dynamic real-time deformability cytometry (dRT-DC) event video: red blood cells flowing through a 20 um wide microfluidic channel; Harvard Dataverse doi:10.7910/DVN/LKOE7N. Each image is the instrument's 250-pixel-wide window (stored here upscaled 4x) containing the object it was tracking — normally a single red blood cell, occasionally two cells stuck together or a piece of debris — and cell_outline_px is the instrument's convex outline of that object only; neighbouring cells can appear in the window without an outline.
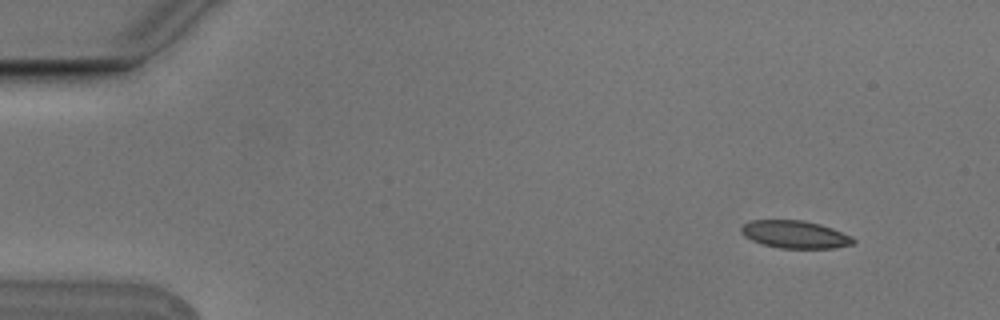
{"species": "Egyptian fruit bat (a non-hibernating species)", "species_latin": "Rousettus aegyptiacus", "temperature_condition": "cold", "stored_images_in_passage": 4, "camera_frame_rate_fps": 3000, "um_per_image_px": 0.085, "animal": {"sex": "male"}, "frame": {"image": 1, "passage_image": 1, "time_ms": 0.0, "image_size_px": [1000, 320], "cell_outline_px": [[856, 240], [852, 244], [832, 248], [780, 248], [764, 244], [752, 240], [744, 236], [740, 232], [740, 228], [744, 224], [752, 220], [804, 220], [820, 224], [832, 228], [852, 236]], "centroid_in_image_um": [67.57, 19.92], "position_along_channel_um": 17.4, "area_um2": 17.98}}
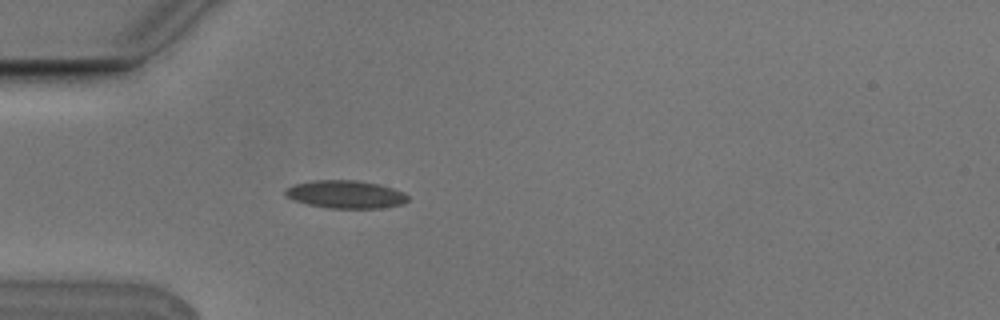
{"frame": {"image": 2, "passage_image": 4, "time_ms": 1.0, "image_size_px": [1000, 320], "cell_outline_px": [[408, 200], [404, 204], [380, 208], [328, 208], [308, 204], [296, 200], [288, 196], [284, 192], [284, 188], [292, 184], [316, 180], [356, 180], [380, 184], [404, 192], [408, 196]], "centroid_in_image_um": [29.4, 16.51], "position_along_channel_um": 55.6, "area_um2": 19.94}}